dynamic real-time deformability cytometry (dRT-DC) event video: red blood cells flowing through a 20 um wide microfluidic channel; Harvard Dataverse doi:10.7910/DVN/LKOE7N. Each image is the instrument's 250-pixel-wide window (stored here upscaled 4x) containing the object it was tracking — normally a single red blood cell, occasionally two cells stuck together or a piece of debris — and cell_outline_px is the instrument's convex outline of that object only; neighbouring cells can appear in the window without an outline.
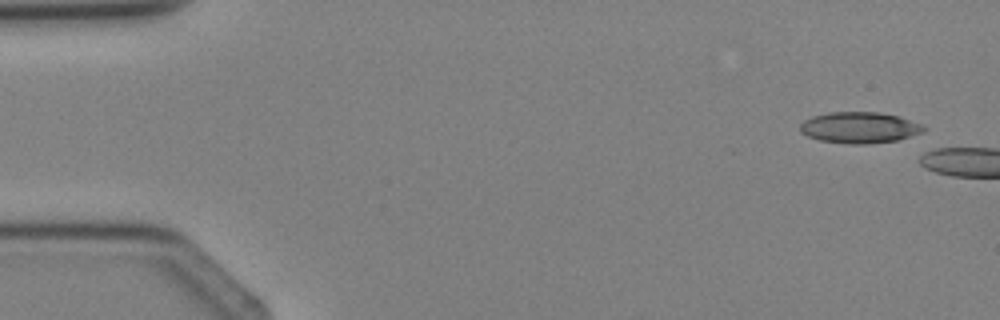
{"species": "Egyptian fruit bat (a non-hibernating species)", "species_latin": "Rousettus aegyptiacus", "temperature_condition": "cold", "stored_images_in_passage": 2, "camera_frame_rate_fps": 3000, "um_per_image_px": 0.085, "animal": {"sex": "female"}, "frame": {"image": 1, "passage_image": 1, "time_ms": 0.0, "image_size_px": [1000, 320], "cell_outline_px": [[928, 128], [924, 132], [896, 140], [868, 144], [852, 144], [820, 140], [808, 136], [800, 132], [800, 124], [804, 120], [812, 116], [828, 112], [880, 112], [896, 116], [924, 124]], "centroid_in_image_um": [73.07, 10.84], "position_along_channel_um": 11.9, "area_um2": 22.48}}